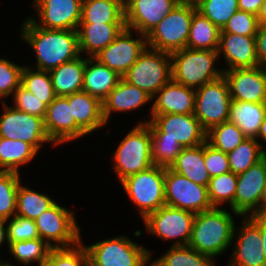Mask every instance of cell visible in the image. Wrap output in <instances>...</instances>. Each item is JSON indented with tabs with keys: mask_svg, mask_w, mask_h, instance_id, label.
<instances>
[{
	"mask_svg": "<svg viewBox=\"0 0 266 266\" xmlns=\"http://www.w3.org/2000/svg\"><path fill=\"white\" fill-rule=\"evenodd\" d=\"M21 29V39L36 54L35 68L51 71L81 55L77 30L46 29L27 18Z\"/></svg>",
	"mask_w": 266,
	"mask_h": 266,
	"instance_id": "cell-1",
	"label": "cell"
},
{
	"mask_svg": "<svg viewBox=\"0 0 266 266\" xmlns=\"http://www.w3.org/2000/svg\"><path fill=\"white\" fill-rule=\"evenodd\" d=\"M237 232L233 216L220 207L196 213L188 246L210 257L228 249Z\"/></svg>",
	"mask_w": 266,
	"mask_h": 266,
	"instance_id": "cell-2",
	"label": "cell"
},
{
	"mask_svg": "<svg viewBox=\"0 0 266 266\" xmlns=\"http://www.w3.org/2000/svg\"><path fill=\"white\" fill-rule=\"evenodd\" d=\"M219 58L217 51L190 49L171 53L172 79L186 87L200 88L204 84L223 76V70L214 68Z\"/></svg>",
	"mask_w": 266,
	"mask_h": 266,
	"instance_id": "cell-3",
	"label": "cell"
},
{
	"mask_svg": "<svg viewBox=\"0 0 266 266\" xmlns=\"http://www.w3.org/2000/svg\"><path fill=\"white\" fill-rule=\"evenodd\" d=\"M193 2H179L147 35V47L173 53L187 45L193 14Z\"/></svg>",
	"mask_w": 266,
	"mask_h": 266,
	"instance_id": "cell-4",
	"label": "cell"
},
{
	"mask_svg": "<svg viewBox=\"0 0 266 266\" xmlns=\"http://www.w3.org/2000/svg\"><path fill=\"white\" fill-rule=\"evenodd\" d=\"M115 170L119 180L152 167L151 132L149 126L137 123L119 143L113 154Z\"/></svg>",
	"mask_w": 266,
	"mask_h": 266,
	"instance_id": "cell-5",
	"label": "cell"
},
{
	"mask_svg": "<svg viewBox=\"0 0 266 266\" xmlns=\"http://www.w3.org/2000/svg\"><path fill=\"white\" fill-rule=\"evenodd\" d=\"M165 171L166 167L153 165L120 181L127 196L137 205L142 219L166 205Z\"/></svg>",
	"mask_w": 266,
	"mask_h": 266,
	"instance_id": "cell-6",
	"label": "cell"
},
{
	"mask_svg": "<svg viewBox=\"0 0 266 266\" xmlns=\"http://www.w3.org/2000/svg\"><path fill=\"white\" fill-rule=\"evenodd\" d=\"M122 78L153 97L172 79L171 54L146 47Z\"/></svg>",
	"mask_w": 266,
	"mask_h": 266,
	"instance_id": "cell-7",
	"label": "cell"
},
{
	"mask_svg": "<svg viewBox=\"0 0 266 266\" xmlns=\"http://www.w3.org/2000/svg\"><path fill=\"white\" fill-rule=\"evenodd\" d=\"M85 247L89 266H147L152 257L151 251L126 236L105 239Z\"/></svg>",
	"mask_w": 266,
	"mask_h": 266,
	"instance_id": "cell-8",
	"label": "cell"
},
{
	"mask_svg": "<svg viewBox=\"0 0 266 266\" xmlns=\"http://www.w3.org/2000/svg\"><path fill=\"white\" fill-rule=\"evenodd\" d=\"M150 120L140 121L150 128L151 138H171L183 148H191L206 142L207 132L194 114H151Z\"/></svg>",
	"mask_w": 266,
	"mask_h": 266,
	"instance_id": "cell-9",
	"label": "cell"
},
{
	"mask_svg": "<svg viewBox=\"0 0 266 266\" xmlns=\"http://www.w3.org/2000/svg\"><path fill=\"white\" fill-rule=\"evenodd\" d=\"M231 101L224 76L196 89L194 115L206 132L228 121Z\"/></svg>",
	"mask_w": 266,
	"mask_h": 266,
	"instance_id": "cell-10",
	"label": "cell"
},
{
	"mask_svg": "<svg viewBox=\"0 0 266 266\" xmlns=\"http://www.w3.org/2000/svg\"><path fill=\"white\" fill-rule=\"evenodd\" d=\"M74 216L55 202L35 220L40 239L52 248L71 247L82 241Z\"/></svg>",
	"mask_w": 266,
	"mask_h": 266,
	"instance_id": "cell-11",
	"label": "cell"
},
{
	"mask_svg": "<svg viewBox=\"0 0 266 266\" xmlns=\"http://www.w3.org/2000/svg\"><path fill=\"white\" fill-rule=\"evenodd\" d=\"M195 216L194 212L164 205L148 214L143 221L148 233L163 240L176 239L173 246H186L191 238Z\"/></svg>",
	"mask_w": 266,
	"mask_h": 266,
	"instance_id": "cell-12",
	"label": "cell"
},
{
	"mask_svg": "<svg viewBox=\"0 0 266 266\" xmlns=\"http://www.w3.org/2000/svg\"><path fill=\"white\" fill-rule=\"evenodd\" d=\"M3 103L4 113L0 116V137L20 140L31 144L37 151L42 144L51 140L46 134L44 120Z\"/></svg>",
	"mask_w": 266,
	"mask_h": 266,
	"instance_id": "cell-13",
	"label": "cell"
},
{
	"mask_svg": "<svg viewBox=\"0 0 266 266\" xmlns=\"http://www.w3.org/2000/svg\"><path fill=\"white\" fill-rule=\"evenodd\" d=\"M165 203L195 214L213 208L206 186L190 181L169 167L165 171Z\"/></svg>",
	"mask_w": 266,
	"mask_h": 266,
	"instance_id": "cell-14",
	"label": "cell"
},
{
	"mask_svg": "<svg viewBox=\"0 0 266 266\" xmlns=\"http://www.w3.org/2000/svg\"><path fill=\"white\" fill-rule=\"evenodd\" d=\"M139 37L132 38V30L124 28L121 33L103 50L94 56L100 63L108 66L118 75H123L138 60L147 47L146 36L136 32Z\"/></svg>",
	"mask_w": 266,
	"mask_h": 266,
	"instance_id": "cell-15",
	"label": "cell"
},
{
	"mask_svg": "<svg viewBox=\"0 0 266 266\" xmlns=\"http://www.w3.org/2000/svg\"><path fill=\"white\" fill-rule=\"evenodd\" d=\"M266 185V150L264 157L237 175L234 212L240 216L259 215V200Z\"/></svg>",
	"mask_w": 266,
	"mask_h": 266,
	"instance_id": "cell-16",
	"label": "cell"
},
{
	"mask_svg": "<svg viewBox=\"0 0 266 266\" xmlns=\"http://www.w3.org/2000/svg\"><path fill=\"white\" fill-rule=\"evenodd\" d=\"M83 0H34L39 22L30 18L37 26L46 29L77 30L81 21Z\"/></svg>",
	"mask_w": 266,
	"mask_h": 266,
	"instance_id": "cell-17",
	"label": "cell"
},
{
	"mask_svg": "<svg viewBox=\"0 0 266 266\" xmlns=\"http://www.w3.org/2000/svg\"><path fill=\"white\" fill-rule=\"evenodd\" d=\"M179 0H124L126 28L147 35Z\"/></svg>",
	"mask_w": 266,
	"mask_h": 266,
	"instance_id": "cell-18",
	"label": "cell"
},
{
	"mask_svg": "<svg viewBox=\"0 0 266 266\" xmlns=\"http://www.w3.org/2000/svg\"><path fill=\"white\" fill-rule=\"evenodd\" d=\"M240 232L230 256L229 266H266L260 235V215L244 216Z\"/></svg>",
	"mask_w": 266,
	"mask_h": 266,
	"instance_id": "cell-19",
	"label": "cell"
},
{
	"mask_svg": "<svg viewBox=\"0 0 266 266\" xmlns=\"http://www.w3.org/2000/svg\"><path fill=\"white\" fill-rule=\"evenodd\" d=\"M232 100L254 103L266 102L265 67L223 69Z\"/></svg>",
	"mask_w": 266,
	"mask_h": 266,
	"instance_id": "cell-20",
	"label": "cell"
},
{
	"mask_svg": "<svg viewBox=\"0 0 266 266\" xmlns=\"http://www.w3.org/2000/svg\"><path fill=\"white\" fill-rule=\"evenodd\" d=\"M44 128L53 146L71 140H77L86 135L75 122L71 106L65 96H56L47 106L44 117Z\"/></svg>",
	"mask_w": 266,
	"mask_h": 266,
	"instance_id": "cell-21",
	"label": "cell"
},
{
	"mask_svg": "<svg viewBox=\"0 0 266 266\" xmlns=\"http://www.w3.org/2000/svg\"><path fill=\"white\" fill-rule=\"evenodd\" d=\"M255 37L220 32L217 53L228 63L226 70L259 66Z\"/></svg>",
	"mask_w": 266,
	"mask_h": 266,
	"instance_id": "cell-22",
	"label": "cell"
},
{
	"mask_svg": "<svg viewBox=\"0 0 266 266\" xmlns=\"http://www.w3.org/2000/svg\"><path fill=\"white\" fill-rule=\"evenodd\" d=\"M150 114H194L196 90L171 79L152 97Z\"/></svg>",
	"mask_w": 266,
	"mask_h": 266,
	"instance_id": "cell-23",
	"label": "cell"
},
{
	"mask_svg": "<svg viewBox=\"0 0 266 266\" xmlns=\"http://www.w3.org/2000/svg\"><path fill=\"white\" fill-rule=\"evenodd\" d=\"M152 99L144 90L121 77L115 88L102 101L103 119L107 124L112 112L133 111L148 104Z\"/></svg>",
	"mask_w": 266,
	"mask_h": 266,
	"instance_id": "cell-24",
	"label": "cell"
},
{
	"mask_svg": "<svg viewBox=\"0 0 266 266\" xmlns=\"http://www.w3.org/2000/svg\"><path fill=\"white\" fill-rule=\"evenodd\" d=\"M125 23H79L77 28L81 55L94 57L125 28Z\"/></svg>",
	"mask_w": 266,
	"mask_h": 266,
	"instance_id": "cell-25",
	"label": "cell"
},
{
	"mask_svg": "<svg viewBox=\"0 0 266 266\" xmlns=\"http://www.w3.org/2000/svg\"><path fill=\"white\" fill-rule=\"evenodd\" d=\"M71 106L76 125L86 134L93 133L106 123L102 115V102L84 91L65 96Z\"/></svg>",
	"mask_w": 266,
	"mask_h": 266,
	"instance_id": "cell-26",
	"label": "cell"
},
{
	"mask_svg": "<svg viewBox=\"0 0 266 266\" xmlns=\"http://www.w3.org/2000/svg\"><path fill=\"white\" fill-rule=\"evenodd\" d=\"M121 76L94 57L86 58L82 91L101 102L115 88Z\"/></svg>",
	"mask_w": 266,
	"mask_h": 266,
	"instance_id": "cell-27",
	"label": "cell"
},
{
	"mask_svg": "<svg viewBox=\"0 0 266 266\" xmlns=\"http://www.w3.org/2000/svg\"><path fill=\"white\" fill-rule=\"evenodd\" d=\"M265 118L266 102L231 101L228 121L235 124L247 138H257Z\"/></svg>",
	"mask_w": 266,
	"mask_h": 266,
	"instance_id": "cell-28",
	"label": "cell"
},
{
	"mask_svg": "<svg viewBox=\"0 0 266 266\" xmlns=\"http://www.w3.org/2000/svg\"><path fill=\"white\" fill-rule=\"evenodd\" d=\"M85 62L86 59L81 55L49 71L56 96H68L82 91Z\"/></svg>",
	"mask_w": 266,
	"mask_h": 266,
	"instance_id": "cell-29",
	"label": "cell"
},
{
	"mask_svg": "<svg viewBox=\"0 0 266 266\" xmlns=\"http://www.w3.org/2000/svg\"><path fill=\"white\" fill-rule=\"evenodd\" d=\"M169 168L206 187L211 179L204 162V143L196 147L183 148Z\"/></svg>",
	"mask_w": 266,
	"mask_h": 266,
	"instance_id": "cell-30",
	"label": "cell"
},
{
	"mask_svg": "<svg viewBox=\"0 0 266 266\" xmlns=\"http://www.w3.org/2000/svg\"><path fill=\"white\" fill-rule=\"evenodd\" d=\"M80 23H125L124 0H83Z\"/></svg>",
	"mask_w": 266,
	"mask_h": 266,
	"instance_id": "cell-31",
	"label": "cell"
},
{
	"mask_svg": "<svg viewBox=\"0 0 266 266\" xmlns=\"http://www.w3.org/2000/svg\"><path fill=\"white\" fill-rule=\"evenodd\" d=\"M221 29L199 11L193 14L187 48L217 51Z\"/></svg>",
	"mask_w": 266,
	"mask_h": 266,
	"instance_id": "cell-32",
	"label": "cell"
},
{
	"mask_svg": "<svg viewBox=\"0 0 266 266\" xmlns=\"http://www.w3.org/2000/svg\"><path fill=\"white\" fill-rule=\"evenodd\" d=\"M37 153L31 144L0 137V171L19 173V167L29 163Z\"/></svg>",
	"mask_w": 266,
	"mask_h": 266,
	"instance_id": "cell-33",
	"label": "cell"
},
{
	"mask_svg": "<svg viewBox=\"0 0 266 266\" xmlns=\"http://www.w3.org/2000/svg\"><path fill=\"white\" fill-rule=\"evenodd\" d=\"M214 258L200 253L192 247L171 246V248L150 266H215Z\"/></svg>",
	"mask_w": 266,
	"mask_h": 266,
	"instance_id": "cell-34",
	"label": "cell"
},
{
	"mask_svg": "<svg viewBox=\"0 0 266 266\" xmlns=\"http://www.w3.org/2000/svg\"><path fill=\"white\" fill-rule=\"evenodd\" d=\"M263 146L255 138L244 139L234 150L227 154L231 172L238 175L260 161L264 157Z\"/></svg>",
	"mask_w": 266,
	"mask_h": 266,
	"instance_id": "cell-35",
	"label": "cell"
},
{
	"mask_svg": "<svg viewBox=\"0 0 266 266\" xmlns=\"http://www.w3.org/2000/svg\"><path fill=\"white\" fill-rule=\"evenodd\" d=\"M55 201L43 193H39L19 184L17 191L16 214L24 218L36 220L49 209Z\"/></svg>",
	"mask_w": 266,
	"mask_h": 266,
	"instance_id": "cell-36",
	"label": "cell"
},
{
	"mask_svg": "<svg viewBox=\"0 0 266 266\" xmlns=\"http://www.w3.org/2000/svg\"><path fill=\"white\" fill-rule=\"evenodd\" d=\"M237 189V174L227 172L218 176L211 177L207 190L208 198L212 207L221 206L223 203H230L231 211L234 215V196Z\"/></svg>",
	"mask_w": 266,
	"mask_h": 266,
	"instance_id": "cell-37",
	"label": "cell"
},
{
	"mask_svg": "<svg viewBox=\"0 0 266 266\" xmlns=\"http://www.w3.org/2000/svg\"><path fill=\"white\" fill-rule=\"evenodd\" d=\"M21 86L35 94L47 106L55 99L51 77L48 71L24 66L21 74Z\"/></svg>",
	"mask_w": 266,
	"mask_h": 266,
	"instance_id": "cell-38",
	"label": "cell"
},
{
	"mask_svg": "<svg viewBox=\"0 0 266 266\" xmlns=\"http://www.w3.org/2000/svg\"><path fill=\"white\" fill-rule=\"evenodd\" d=\"M246 138L243 132L229 121L211 128L206 134V142L226 154L234 150Z\"/></svg>",
	"mask_w": 266,
	"mask_h": 266,
	"instance_id": "cell-39",
	"label": "cell"
},
{
	"mask_svg": "<svg viewBox=\"0 0 266 266\" xmlns=\"http://www.w3.org/2000/svg\"><path fill=\"white\" fill-rule=\"evenodd\" d=\"M19 174L0 171V219L9 220L16 214Z\"/></svg>",
	"mask_w": 266,
	"mask_h": 266,
	"instance_id": "cell-40",
	"label": "cell"
},
{
	"mask_svg": "<svg viewBox=\"0 0 266 266\" xmlns=\"http://www.w3.org/2000/svg\"><path fill=\"white\" fill-rule=\"evenodd\" d=\"M197 11L220 29L239 10L238 0H197Z\"/></svg>",
	"mask_w": 266,
	"mask_h": 266,
	"instance_id": "cell-41",
	"label": "cell"
},
{
	"mask_svg": "<svg viewBox=\"0 0 266 266\" xmlns=\"http://www.w3.org/2000/svg\"><path fill=\"white\" fill-rule=\"evenodd\" d=\"M51 248L52 247L40 238L16 241L9 245L10 253L14 259L23 265H28L31 262H38L39 264L48 257Z\"/></svg>",
	"mask_w": 266,
	"mask_h": 266,
	"instance_id": "cell-42",
	"label": "cell"
},
{
	"mask_svg": "<svg viewBox=\"0 0 266 266\" xmlns=\"http://www.w3.org/2000/svg\"><path fill=\"white\" fill-rule=\"evenodd\" d=\"M153 164L170 167L183 147L171 138H151Z\"/></svg>",
	"mask_w": 266,
	"mask_h": 266,
	"instance_id": "cell-43",
	"label": "cell"
},
{
	"mask_svg": "<svg viewBox=\"0 0 266 266\" xmlns=\"http://www.w3.org/2000/svg\"><path fill=\"white\" fill-rule=\"evenodd\" d=\"M6 225L8 247L12 242L40 238L35 220L14 215Z\"/></svg>",
	"mask_w": 266,
	"mask_h": 266,
	"instance_id": "cell-44",
	"label": "cell"
},
{
	"mask_svg": "<svg viewBox=\"0 0 266 266\" xmlns=\"http://www.w3.org/2000/svg\"><path fill=\"white\" fill-rule=\"evenodd\" d=\"M24 66H20L5 58H0V97L7 98L21 85V74Z\"/></svg>",
	"mask_w": 266,
	"mask_h": 266,
	"instance_id": "cell-45",
	"label": "cell"
},
{
	"mask_svg": "<svg viewBox=\"0 0 266 266\" xmlns=\"http://www.w3.org/2000/svg\"><path fill=\"white\" fill-rule=\"evenodd\" d=\"M259 27L257 15L245 11H236L228 22L221 29V32H228L244 36H256Z\"/></svg>",
	"mask_w": 266,
	"mask_h": 266,
	"instance_id": "cell-46",
	"label": "cell"
},
{
	"mask_svg": "<svg viewBox=\"0 0 266 266\" xmlns=\"http://www.w3.org/2000/svg\"><path fill=\"white\" fill-rule=\"evenodd\" d=\"M12 97L14 98L13 107L15 109L44 119L47 105L37 98L35 94H32L20 85L14 91Z\"/></svg>",
	"mask_w": 266,
	"mask_h": 266,
	"instance_id": "cell-47",
	"label": "cell"
},
{
	"mask_svg": "<svg viewBox=\"0 0 266 266\" xmlns=\"http://www.w3.org/2000/svg\"><path fill=\"white\" fill-rule=\"evenodd\" d=\"M204 162L210 177L230 172L229 159L226 153L204 143Z\"/></svg>",
	"mask_w": 266,
	"mask_h": 266,
	"instance_id": "cell-48",
	"label": "cell"
},
{
	"mask_svg": "<svg viewBox=\"0 0 266 266\" xmlns=\"http://www.w3.org/2000/svg\"><path fill=\"white\" fill-rule=\"evenodd\" d=\"M60 266H89V256L80 241L71 247H60Z\"/></svg>",
	"mask_w": 266,
	"mask_h": 266,
	"instance_id": "cell-49",
	"label": "cell"
},
{
	"mask_svg": "<svg viewBox=\"0 0 266 266\" xmlns=\"http://www.w3.org/2000/svg\"><path fill=\"white\" fill-rule=\"evenodd\" d=\"M259 66H266V23L259 24L255 37Z\"/></svg>",
	"mask_w": 266,
	"mask_h": 266,
	"instance_id": "cell-50",
	"label": "cell"
},
{
	"mask_svg": "<svg viewBox=\"0 0 266 266\" xmlns=\"http://www.w3.org/2000/svg\"><path fill=\"white\" fill-rule=\"evenodd\" d=\"M264 0H238L240 11H245L253 15H257Z\"/></svg>",
	"mask_w": 266,
	"mask_h": 266,
	"instance_id": "cell-51",
	"label": "cell"
},
{
	"mask_svg": "<svg viewBox=\"0 0 266 266\" xmlns=\"http://www.w3.org/2000/svg\"><path fill=\"white\" fill-rule=\"evenodd\" d=\"M39 266H60V247L51 248L48 257L42 260Z\"/></svg>",
	"mask_w": 266,
	"mask_h": 266,
	"instance_id": "cell-52",
	"label": "cell"
},
{
	"mask_svg": "<svg viewBox=\"0 0 266 266\" xmlns=\"http://www.w3.org/2000/svg\"><path fill=\"white\" fill-rule=\"evenodd\" d=\"M260 235L263 242V254L266 259V215H260Z\"/></svg>",
	"mask_w": 266,
	"mask_h": 266,
	"instance_id": "cell-53",
	"label": "cell"
},
{
	"mask_svg": "<svg viewBox=\"0 0 266 266\" xmlns=\"http://www.w3.org/2000/svg\"><path fill=\"white\" fill-rule=\"evenodd\" d=\"M259 215H266V185L262 190V194L259 200Z\"/></svg>",
	"mask_w": 266,
	"mask_h": 266,
	"instance_id": "cell-54",
	"label": "cell"
},
{
	"mask_svg": "<svg viewBox=\"0 0 266 266\" xmlns=\"http://www.w3.org/2000/svg\"><path fill=\"white\" fill-rule=\"evenodd\" d=\"M7 223L6 220L0 219V246L3 244L4 241L8 244V238H7V228H5L4 224Z\"/></svg>",
	"mask_w": 266,
	"mask_h": 266,
	"instance_id": "cell-55",
	"label": "cell"
},
{
	"mask_svg": "<svg viewBox=\"0 0 266 266\" xmlns=\"http://www.w3.org/2000/svg\"><path fill=\"white\" fill-rule=\"evenodd\" d=\"M259 24L266 23V0L262 3V6L257 14Z\"/></svg>",
	"mask_w": 266,
	"mask_h": 266,
	"instance_id": "cell-56",
	"label": "cell"
},
{
	"mask_svg": "<svg viewBox=\"0 0 266 266\" xmlns=\"http://www.w3.org/2000/svg\"><path fill=\"white\" fill-rule=\"evenodd\" d=\"M259 138L264 140L263 142H266V118L263 121L262 125L260 126L257 139Z\"/></svg>",
	"mask_w": 266,
	"mask_h": 266,
	"instance_id": "cell-57",
	"label": "cell"
},
{
	"mask_svg": "<svg viewBox=\"0 0 266 266\" xmlns=\"http://www.w3.org/2000/svg\"><path fill=\"white\" fill-rule=\"evenodd\" d=\"M180 2H193L195 3L197 0H179Z\"/></svg>",
	"mask_w": 266,
	"mask_h": 266,
	"instance_id": "cell-58",
	"label": "cell"
},
{
	"mask_svg": "<svg viewBox=\"0 0 266 266\" xmlns=\"http://www.w3.org/2000/svg\"><path fill=\"white\" fill-rule=\"evenodd\" d=\"M2 266H13V265H11L9 262H6V263H3Z\"/></svg>",
	"mask_w": 266,
	"mask_h": 266,
	"instance_id": "cell-59",
	"label": "cell"
}]
</instances>
